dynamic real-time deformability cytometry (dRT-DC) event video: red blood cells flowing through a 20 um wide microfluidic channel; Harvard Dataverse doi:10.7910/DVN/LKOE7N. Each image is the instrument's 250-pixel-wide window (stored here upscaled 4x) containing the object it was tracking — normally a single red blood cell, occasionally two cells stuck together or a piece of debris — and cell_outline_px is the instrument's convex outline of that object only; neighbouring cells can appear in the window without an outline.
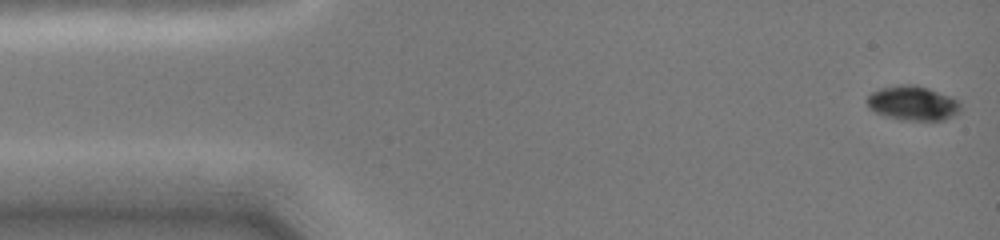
{"species": "common noctule bat (a hibernating species)", "species_latin": "Nyctalus noctula", "temperature_condition": "cold", "stored_images_in_passage": 47, "camera_frame_rate_fps": 3000, "um_per_image_px": 0.085, "animal": {"sex": "female", "body_mass_g": 19.0, "forearm_length_mm": 51.5}, "frame": {"image": 1, "passage_image": 1, "time_ms": 0.0, "image_size_px": [1000, 240], "cell_outline_px": [[960, 112], [944, 120], [900, 120], [884, 116], [868, 108], [868, 96], [872, 92], [880, 88], [900, 84], [916, 84], [952, 96], [960, 100]], "centroid_in_image_um": [77.61, 8.76], "position_along_channel_um": 7.4, "area_um2": 19.02}}
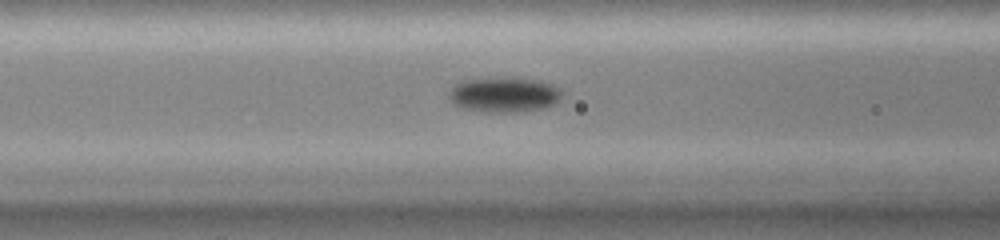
{"frame": {"image": 2, "passage_image": 18, "time_ms": 5.667, "image_size_px": [1000, 240], "cell_outline_px": [[560, 96], [552, 104], [540, 108], [512, 112], [488, 112], [464, 108], [452, 104], [448, 100], [448, 92], [460, 80], [536, 80], [552, 84], [560, 88]], "centroid_in_image_um": [42.77, 8.08], "position_along_channel_um": 123.8, "area_um2": 22.02}}
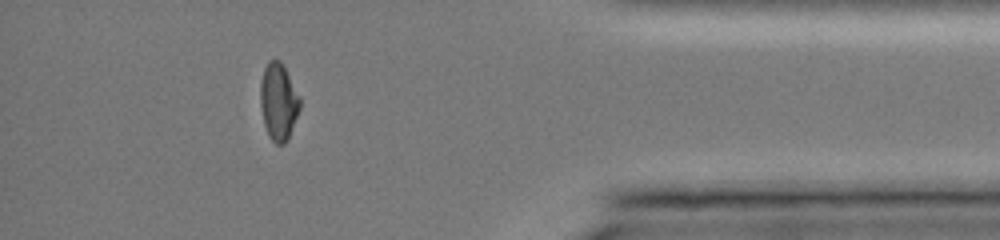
{"frame": {"image": 3, "passage_image": 41, "time_ms": 13.333, "image_size_px": [1000, 240], "cell_outline_px": [[300, 108], [288, 140], [284, 144], [276, 144], [268, 136], [264, 124], [260, 104], [260, 84], [264, 68], [268, 60], [280, 60], [284, 64], [300, 96]], "centroid_in_image_um": [23.68, 8.63], "position_along_channel_um": 411.5, "area_um2": 18.03}, "authors_computed_cell_mechanics": {"area_um2": 19.3052, "velocity_mm_per_s": 4.0845, "shape_relaxation_time_tau1_ms": 3.8005, "shape_relaxation_time_tau2_ms": null, "deformation_change_tau1": 0.1292, "deformation_change_tau2": null}}